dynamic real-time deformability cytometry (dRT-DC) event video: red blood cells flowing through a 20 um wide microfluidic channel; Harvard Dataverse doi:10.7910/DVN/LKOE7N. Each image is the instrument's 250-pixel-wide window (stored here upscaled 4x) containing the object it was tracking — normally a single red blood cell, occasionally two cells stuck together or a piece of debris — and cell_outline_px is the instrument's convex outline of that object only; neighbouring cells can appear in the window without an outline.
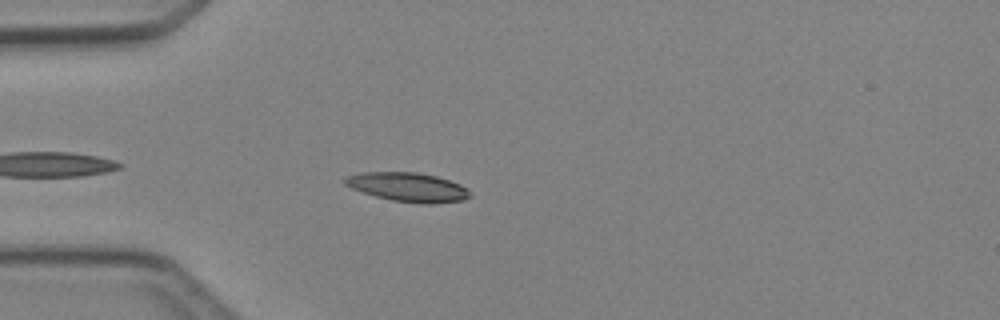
{"species": "Egyptian fruit bat (a non-hibernating species)", "species_latin": "Rousettus aegyptiacus", "temperature_condition": "cold", "stored_images_in_passage": 5, "camera_frame_rate_fps": 3000, "um_per_image_px": 0.085, "animal": {"sex": "female"}, "frame": {"image": 1, "passage_image": 5, "time_ms": 5.333, "image_size_px": [1000, 320], "cell_outline_px": [[472, 196], [464, 200], [432, 204], [420, 204], [392, 200], [376, 196], [352, 188], [344, 184], [340, 180], [344, 176], [364, 172], [416, 172], [436, 176], [460, 184], [468, 188]], "centroid_in_image_um": [34.67, 15.9], "position_along_channel_um": 50.3, "area_um2": 21.33}}